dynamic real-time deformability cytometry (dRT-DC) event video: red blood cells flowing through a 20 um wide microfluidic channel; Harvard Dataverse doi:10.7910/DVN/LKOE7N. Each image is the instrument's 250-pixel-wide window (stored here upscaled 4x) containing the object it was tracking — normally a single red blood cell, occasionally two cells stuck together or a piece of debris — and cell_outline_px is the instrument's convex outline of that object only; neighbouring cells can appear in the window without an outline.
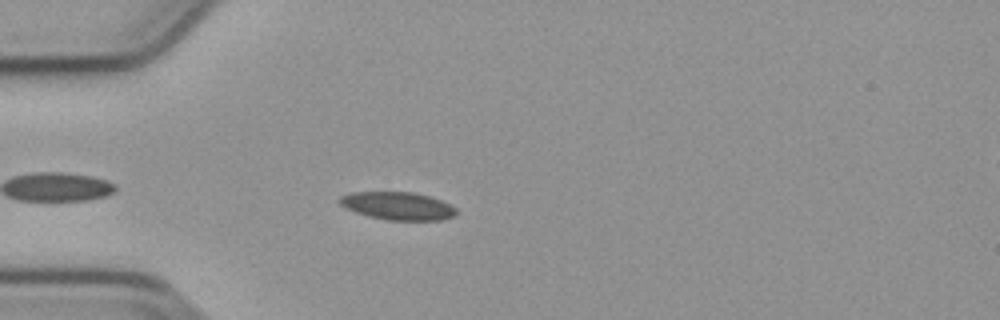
{"species": "common noctule bat (a hibernating species)", "species_latin": "Nyctalus noctula", "temperature_condition": "cold", "stored_images_in_passage": 44, "camera_frame_rate_fps": 3000, "um_per_image_px": 0.085, "animal": {"sex": "male", "body_mass_g": 23.1, "forearm_length_mm": 52.7}, "frame": {"image": 1, "passage_image": 5, "time_ms": 1.333, "image_size_px": [1000, 320], "cell_outline_px": [[456, 212], [452, 216], [440, 220], [388, 220], [368, 216], [356, 212], [340, 204], [340, 196], [352, 192], [412, 192], [428, 196], [440, 200], [456, 208]], "centroid_in_image_um": [33.79, 17.5], "position_along_channel_um": 51.2, "area_um2": 18.61}}
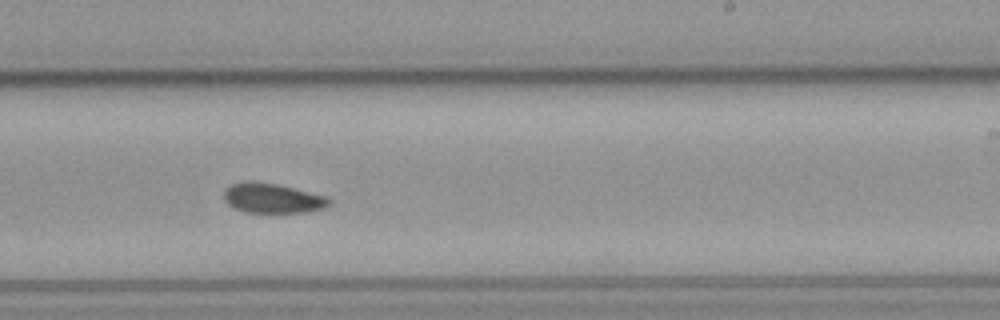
{"frame": {"image": 2, "passage_image": 23, "time_ms": 7.333, "image_size_px": [1000, 320], "cell_outline_px": [[332, 200], [324, 208], [308, 212], [272, 216], [244, 212], [228, 204], [224, 200], [224, 188], [232, 184], [244, 180], [252, 180], [276, 184], [324, 196]], "centroid_in_image_um": [23.11, 16.9], "position_along_channel_um": 265.9, "area_um2": 19.07}}
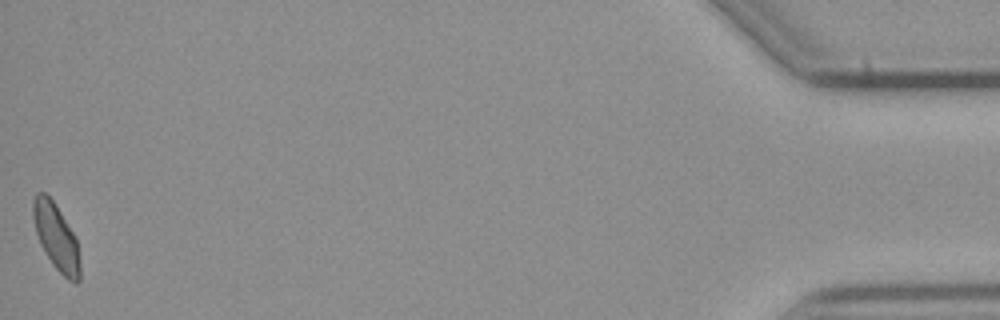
{"frame": {"image": 3, "passage_image": 44, "time_ms": 14.333, "image_size_px": [1000, 320], "cell_outline_px": [[80, 280], [76, 284], [68, 280], [52, 264], [44, 252], [40, 244], [36, 232], [32, 216], [32, 200], [36, 192], [44, 192], [56, 204], [72, 232], [76, 240], [80, 264]], "centroid_in_image_um": [4.75, 20.14], "position_along_channel_um": 430.4, "area_um2": 18.09}, "authors_computed_cell_mechanics": {"area_um2": 18.6405, "velocity_mm_per_s": 3.779, "shape_relaxation_time_tau1_ms": null, "shape_relaxation_time_tau2_ms": 3.8281, "deformation_change_tau1": null, "deformation_change_tau2": 0.0767}}